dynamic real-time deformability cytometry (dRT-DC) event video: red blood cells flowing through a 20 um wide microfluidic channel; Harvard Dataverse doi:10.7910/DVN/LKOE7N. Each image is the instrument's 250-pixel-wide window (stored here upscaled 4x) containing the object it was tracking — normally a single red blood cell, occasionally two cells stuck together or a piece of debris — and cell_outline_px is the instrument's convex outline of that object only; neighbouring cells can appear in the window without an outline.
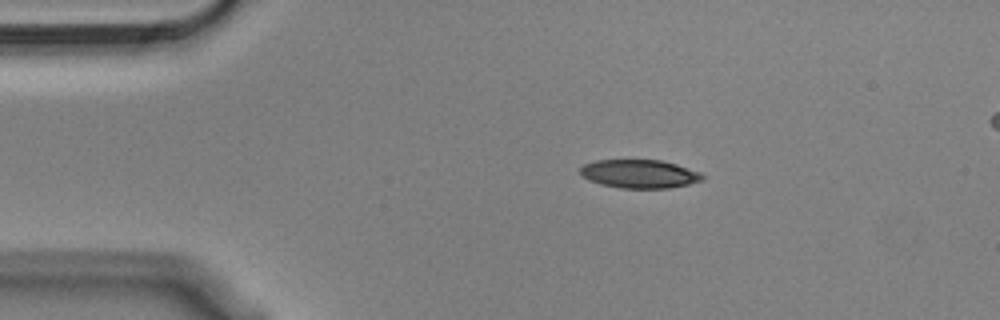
{"species": "Egyptian fruit bat (a non-hibernating species)", "species_latin": "Rousettus aegyptiacus", "temperature_condition": "cold", "stored_images_in_passage": 47, "camera_frame_rate_fps": 3000, "um_per_image_px": 0.085, "animal": {"sex": "male"}, "frame": {"image": 1, "passage_image": 1, "time_ms": 0.0, "image_size_px": [1000, 320], "cell_outline_px": [[704, 180], [688, 184], [668, 188], [620, 188], [600, 184], [588, 180], [580, 172], [580, 168], [584, 164], [596, 160], [660, 160], [676, 164], [700, 172], [704, 176]], "centroid_in_image_um": [54.36, 14.78], "position_along_channel_um": 30.6, "area_um2": 20.23}}
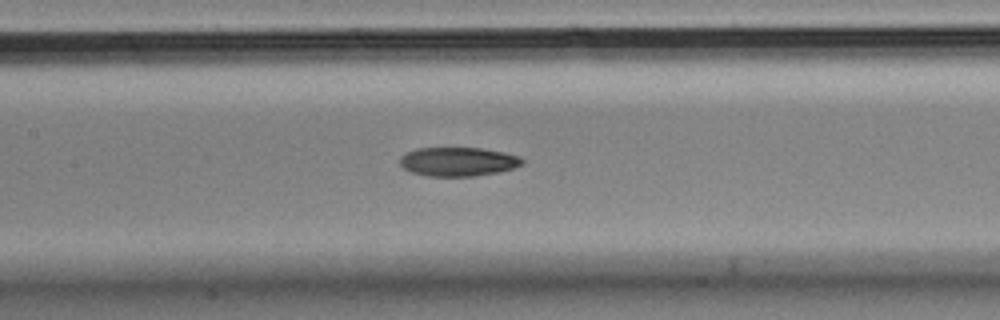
{"frame": {"image": 2, "passage_image": 16, "time_ms": 5.0, "image_size_px": [1000, 320], "cell_outline_px": [[524, 164], [500, 172], [476, 176], [428, 176], [412, 172], [404, 168], [400, 164], [400, 156], [404, 152], [416, 148], [480, 148], [504, 152], [520, 156], [524, 160]], "centroid_in_image_um": [38.94, 13.74], "position_along_channel_um": 168.5, "area_um2": 20.81}}
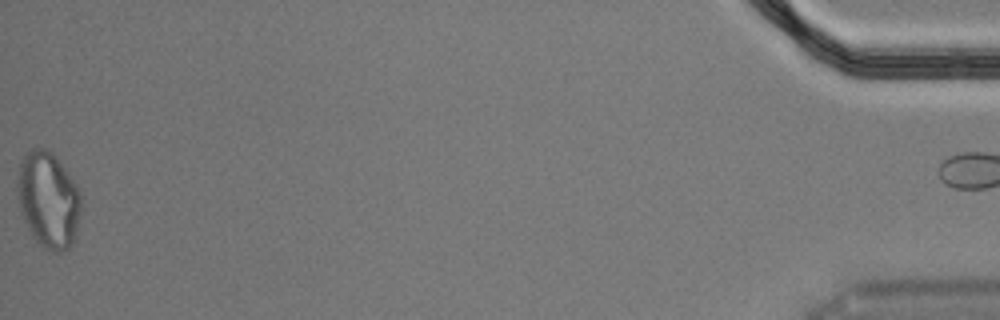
{"frame": {"image": 3, "passage_image": 46, "time_ms": 15.0, "image_size_px": [1000, 320], "cell_outline_px": [[80, 212], [76, 240], [68, 248], [60, 252], [52, 252], [44, 248], [32, 236], [20, 212], [20, 164], [24, 156], [32, 148], [44, 148], [52, 152], [76, 184], [80, 192]], "centroid_in_image_um": [4.16, 17.04], "position_along_channel_um": 431.0, "area_um2": 35.03}, "authors_computed_cell_mechanics": {"area_um2": 21.7328, "velocity_mm_per_s": 3.627, "shape_relaxation_time_tau1_ms": 8.6221, "shape_relaxation_time_tau2_ms": 5.6512, "deformation_change_tau1": 0.1866, "deformation_change_tau2": 0.1257}}